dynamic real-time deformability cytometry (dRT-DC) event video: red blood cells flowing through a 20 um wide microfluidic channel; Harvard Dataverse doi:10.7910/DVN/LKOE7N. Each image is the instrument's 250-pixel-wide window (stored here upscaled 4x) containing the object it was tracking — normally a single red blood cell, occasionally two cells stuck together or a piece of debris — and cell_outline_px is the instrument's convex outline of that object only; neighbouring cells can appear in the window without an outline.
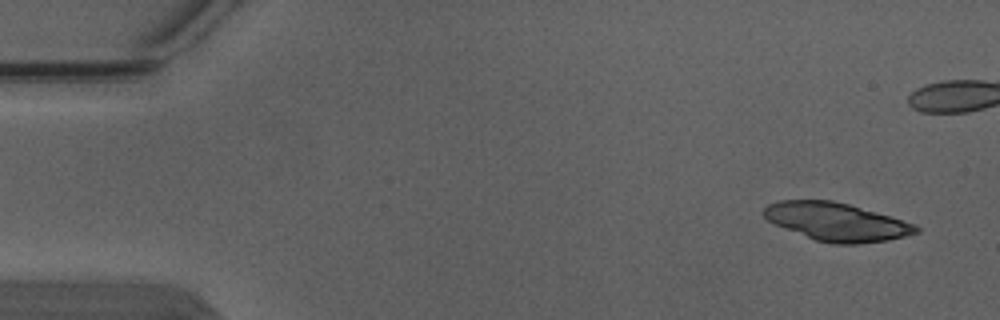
{"species": "Egyptian fruit bat (a non-hibernating species)", "species_latin": "Rousettus aegyptiacus", "temperature_condition": "warm", "stored_images_in_passage": 8, "camera_frame_rate_fps": 3000, "um_per_image_px": 0.085, "animal": {"sex": "male"}, "frame": {"image": 1, "passage_image": 1, "time_ms": 0.0, "image_size_px": [1000, 320], "cell_outline_px": [[920, 232], [888, 240], [860, 244], [832, 244], [816, 240], [776, 224], [768, 220], [764, 216], [764, 208], [768, 204], [780, 200], [832, 200], [848, 204], [876, 212], [916, 224], [920, 228]], "centroid_in_image_um": [71.14, 18.85], "position_along_channel_um": 13.9, "area_um2": 33.47}}